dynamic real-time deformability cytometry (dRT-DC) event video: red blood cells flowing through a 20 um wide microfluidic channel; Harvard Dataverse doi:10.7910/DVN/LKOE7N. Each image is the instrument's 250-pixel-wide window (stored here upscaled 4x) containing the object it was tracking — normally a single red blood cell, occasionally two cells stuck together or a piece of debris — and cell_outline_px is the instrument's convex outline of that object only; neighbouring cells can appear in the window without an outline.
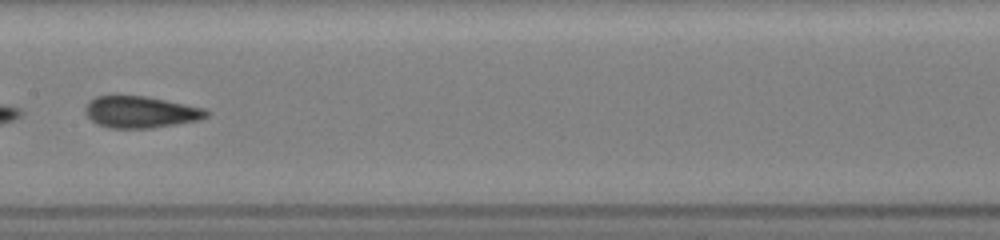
{"species": "common noctule bat (a hibernating species)", "species_latin": "Nyctalus noctula", "temperature_condition": "room temperature", "stored_images_in_passage": 14, "camera_frame_rate_fps": 3000, "um_per_image_px": 0.085, "animal": {"sex": "female", "body_mass_g": 19.5, "forearm_length_mm": 54.1}, "frame": {"image": 1, "passage_image": 7, "time_ms": 5.667, "image_size_px": [1000, 240], "cell_outline_px": [[208, 116], [200, 120], [152, 128], [108, 128], [96, 124], [84, 112], [84, 108], [88, 100], [96, 96], [148, 96], [204, 108], [208, 112]], "centroid_in_image_um": [11.93, 9.52], "position_along_channel_um": 195.5, "area_um2": 22.48}}
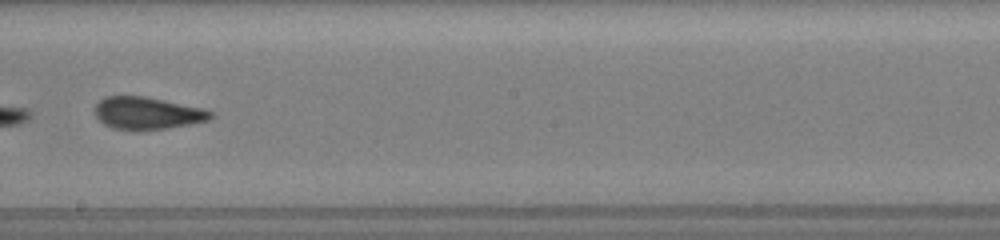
{"frame": {"image": 2, "passage_image": 8, "time_ms": 6.667, "image_size_px": [1000, 240], "cell_outline_px": [[216, 116], [208, 120], [168, 128], [136, 132], [112, 128], [104, 124], [96, 116], [92, 108], [104, 96], [144, 96], [204, 108], [216, 112]], "centroid_in_image_um": [12.52, 9.63], "position_along_channel_um": 235.7, "area_um2": 22.37}}
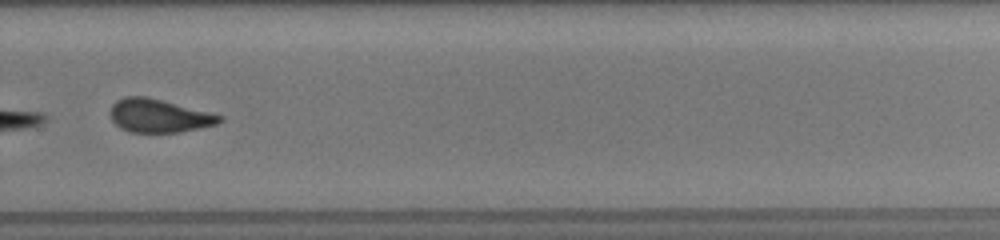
{"frame": {"image": 3, "passage_image": 10, "time_ms": 8.667, "image_size_px": [1000, 240], "cell_outline_px": [[224, 120], [216, 124], [180, 132], [128, 132], [120, 128], [112, 120], [108, 112], [112, 104], [116, 100], [124, 96], [148, 96], [224, 116]], "centroid_in_image_um": [13.47, 9.83], "position_along_channel_um": 316.3, "area_um2": 21.39}, "authors_computed_cell_mechanics": {"area_um2": 22.253, "velocity_mm_per_s": 4.0351, "shape_relaxation_time_tau1_ms": 5.1041, "shape_relaxation_time_tau2_ms": 1.2441, "deformation_change_tau1": 0.1829, "deformation_change_tau2": 0.0861}}